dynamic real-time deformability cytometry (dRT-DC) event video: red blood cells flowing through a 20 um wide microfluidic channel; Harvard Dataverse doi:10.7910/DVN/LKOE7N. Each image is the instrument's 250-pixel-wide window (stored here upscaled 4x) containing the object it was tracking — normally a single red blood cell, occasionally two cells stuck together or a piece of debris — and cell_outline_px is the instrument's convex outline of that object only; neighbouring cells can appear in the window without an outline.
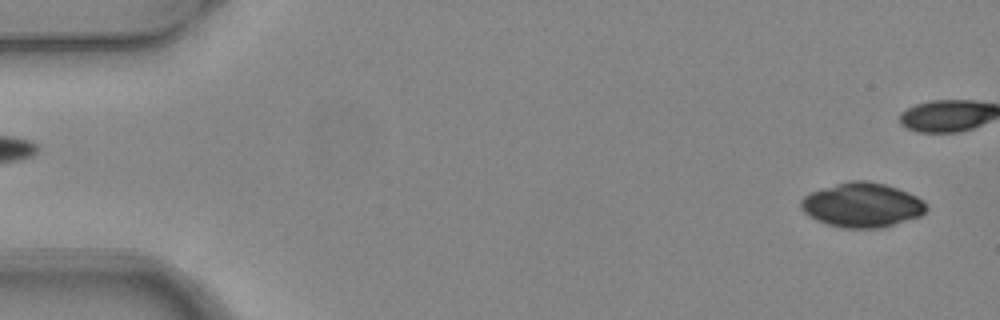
{"species": "common noctule bat (a hibernating species)", "species_latin": "Nyctalus noctula", "temperature_condition": "warm", "stored_images_in_passage": 5, "segment_of_instrument_passage": [2, 2], "camera_frame_rate_fps": 3000, "um_per_image_px": 0.085, "animal": {"sex": "female", "body_mass_g": 24.6, "forearm_length_mm": 56.2}, "frame": {"image": 1, "passage_image": 5, "time_ms": 1.333, "image_size_px": [1000, 320], "cell_outline_px": [[928, 208], [920, 216], [880, 228], [844, 228], [828, 224], [816, 220], [808, 216], [800, 208], [800, 200], [804, 196], [812, 192], [848, 180], [868, 180], [884, 184], [908, 192], [924, 200]], "centroid_in_image_um": [73.27, 17.42], "position_along_channel_um": 11.7, "area_um2": 32.43}}